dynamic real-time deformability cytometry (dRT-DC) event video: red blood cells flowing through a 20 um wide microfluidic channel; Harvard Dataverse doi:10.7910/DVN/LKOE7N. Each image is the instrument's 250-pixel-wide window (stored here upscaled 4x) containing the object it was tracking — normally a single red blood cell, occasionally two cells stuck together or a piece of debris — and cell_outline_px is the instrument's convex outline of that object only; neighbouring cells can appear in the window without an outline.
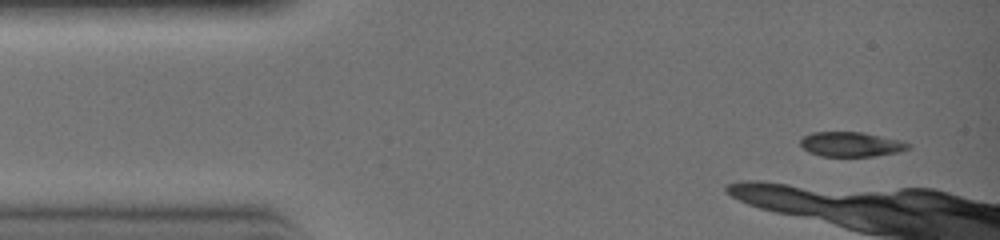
{"species": "common noctule bat (a hibernating species)", "species_latin": "Nyctalus noctula", "temperature_condition": "warm", "stored_images_in_passage": 5, "camera_frame_rate_fps": 3000, "um_per_image_px": 0.085, "animal": {"sex": "female", "body_mass_g": 19.0, "forearm_length_mm": 51.5}, "frame": {"image": 1, "passage_image": 1, "time_ms": 0.0, "image_size_px": [1000, 240], "cell_outline_px": [[912, 148], [896, 152], [872, 156], [820, 156], [808, 152], [800, 144], [800, 140], [804, 136], [812, 132], [860, 132], [900, 140], [912, 144]], "centroid_in_image_um": [72.34, 12.26], "position_along_channel_um": 12.7, "area_um2": 15.43}}